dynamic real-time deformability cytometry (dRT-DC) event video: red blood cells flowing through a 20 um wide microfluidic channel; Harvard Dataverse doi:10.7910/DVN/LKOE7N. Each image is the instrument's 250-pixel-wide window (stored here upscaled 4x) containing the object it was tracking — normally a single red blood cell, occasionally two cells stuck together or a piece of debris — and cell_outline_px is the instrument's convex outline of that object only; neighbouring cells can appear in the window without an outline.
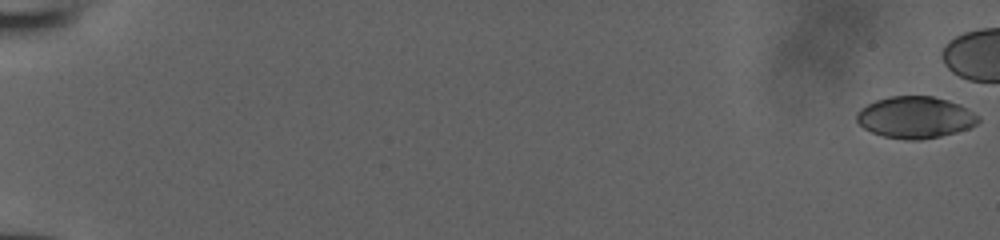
{"species": "human", "species_latin": "Homo sapiens", "temperature_condition": "room temperature", "stored_images_in_passage": 48, "camera_frame_rate_fps": 3000, "um_per_image_px": 0.085, "donor": {"sex": "male"}, "frame": {"image": 1, "passage_image": 1, "time_ms": 0.0, "image_size_px": [1000, 240], "cell_outline_px": [[980, 120], [976, 124], [968, 128], [956, 132], [940, 136], [920, 140], [908, 140], [884, 136], [872, 132], [864, 128], [856, 120], [856, 112], [860, 108], [876, 100], [888, 96], [932, 96], [948, 100], [960, 104], [980, 116]], "centroid_in_image_um": [77.8, 9.97], "position_along_channel_um": 7.2, "area_um2": 29.59}}
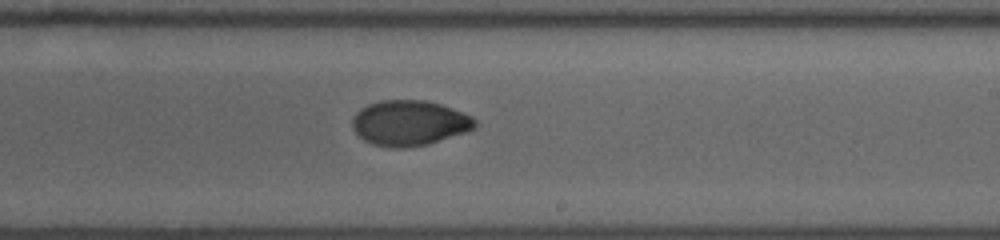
{"frame": {"image": 2, "passage_image": 35, "time_ms": 11.333, "image_size_px": [1000, 240], "cell_outline_px": [[476, 124], [472, 128], [464, 132], [428, 144], [408, 148], [388, 148], [372, 144], [364, 140], [352, 128], [352, 116], [360, 108], [368, 104], [380, 100], [424, 100], [440, 104], [472, 116], [476, 120]], "centroid_in_image_um": [34.74, 10.46], "position_along_channel_um": 254.3, "area_um2": 32.37}}
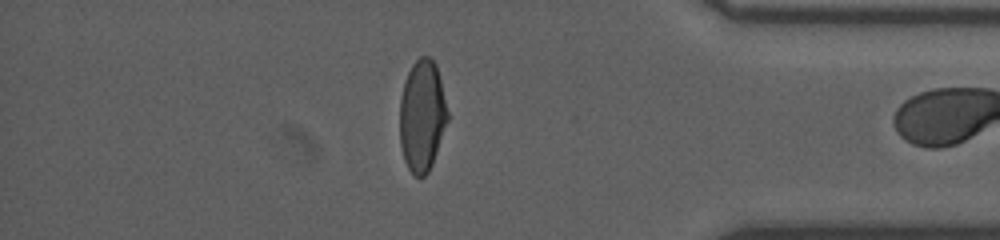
{"frame": {"image": 3, "passage_image": 47, "time_ms": 15.333, "image_size_px": [1000, 240], "cell_outline_px": [[448, 120], [432, 164], [428, 172], [424, 176], [416, 176], [408, 168], [404, 160], [400, 144], [400, 100], [404, 80], [412, 64], [420, 56], [428, 56], [436, 64], [448, 112]], "centroid_in_image_um": [35.87, 9.83], "position_along_channel_um": 399.3, "area_um2": 30.98}}